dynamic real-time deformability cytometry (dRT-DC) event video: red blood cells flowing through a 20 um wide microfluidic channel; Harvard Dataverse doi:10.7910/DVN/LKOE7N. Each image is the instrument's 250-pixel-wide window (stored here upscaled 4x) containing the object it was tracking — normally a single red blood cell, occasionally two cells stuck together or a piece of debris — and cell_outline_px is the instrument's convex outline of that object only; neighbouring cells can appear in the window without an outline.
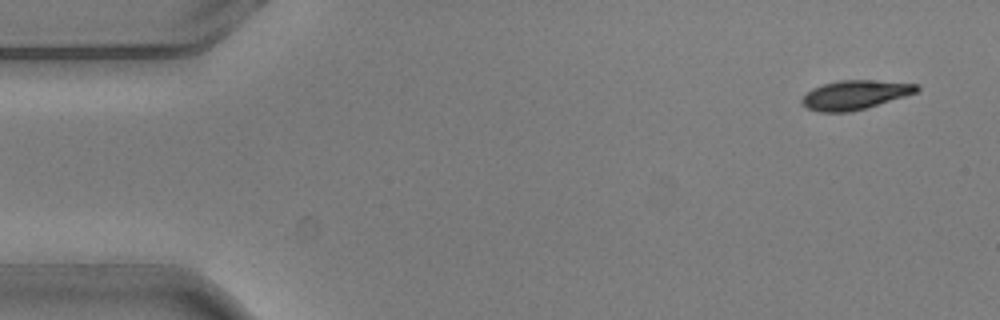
{"species": "common noctule bat (a hibernating species)", "species_latin": "Nyctalus noctula", "temperature_condition": "warm", "stored_images_in_passage": 2, "camera_frame_rate_fps": 3000, "um_per_image_px": 0.085, "animal": {"sex": "male", "body_mass_g": 20.5, "forearm_length_mm": 52.5}, "frame": {"image": 1, "passage_image": 2, "time_ms": 0.333, "image_size_px": [1000, 320], "cell_outline_px": [[920, 88], [916, 92], [904, 96], [864, 108], [848, 112], [820, 112], [808, 108], [800, 100], [812, 88], [836, 80], [872, 80], [920, 84]], "centroid_in_image_um": [72.67, 8.05], "position_along_channel_um": 12.3, "area_um2": 19.19}}